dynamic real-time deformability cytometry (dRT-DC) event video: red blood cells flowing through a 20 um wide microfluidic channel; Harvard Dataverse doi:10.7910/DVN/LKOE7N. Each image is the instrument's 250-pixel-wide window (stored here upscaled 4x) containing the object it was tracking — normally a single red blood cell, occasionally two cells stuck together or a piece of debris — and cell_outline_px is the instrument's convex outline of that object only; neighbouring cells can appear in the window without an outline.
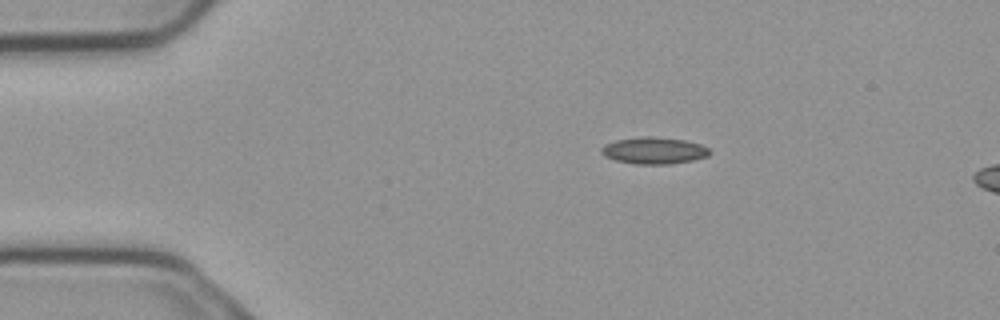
{"species": "common noctule bat (a hibernating species)", "species_latin": "Nyctalus noctula", "temperature_condition": "cold", "stored_images_in_passage": 7, "camera_frame_rate_fps": 3000, "um_per_image_px": 0.085, "animal": {"sex": "male", "body_mass_g": 23.1, "forearm_length_mm": 52.7}, "frame": {"image": 1, "passage_image": 1, "time_ms": 0.0, "image_size_px": [1000, 320], "cell_outline_px": [[712, 152], [708, 156], [692, 160], [668, 164], [636, 164], [616, 160], [604, 156], [600, 152], [600, 148], [604, 144], [616, 140], [644, 136], [656, 136], [684, 140], [700, 144], [708, 148]], "centroid_in_image_um": [55.57, 12.79], "position_along_channel_um": 29.4, "area_um2": 16.94}}
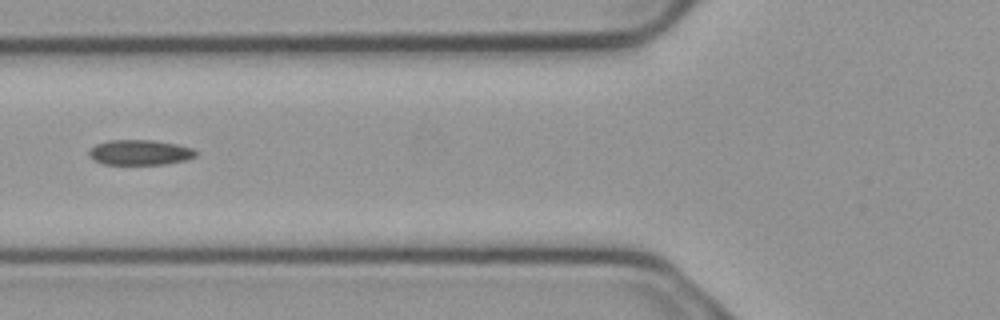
{"frame": {"image": 2, "passage_image": 4, "time_ms": 1.0, "image_size_px": [1000, 320], "cell_outline_px": [[196, 156], [184, 160], [164, 164], [104, 164], [92, 160], [88, 156], [88, 152], [96, 144], [108, 140], [152, 140], [176, 144], [192, 148], [196, 152]], "centroid_in_image_um": [11.84, 12.95], "position_along_channel_um": 114.0, "area_um2": 15.61}}
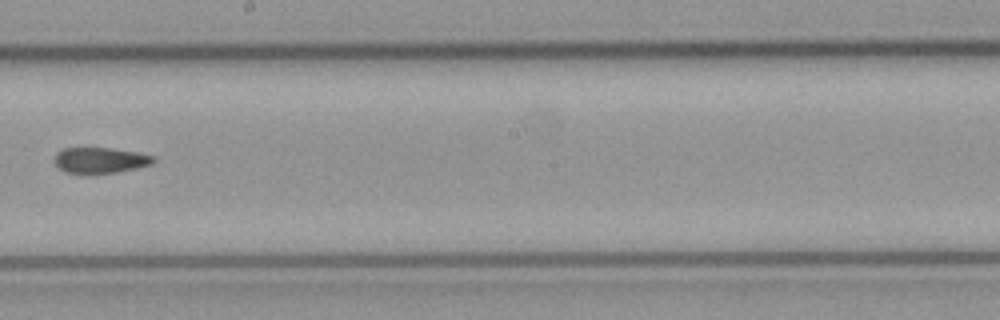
{"frame": {"image": 3, "passage_image": 7, "time_ms": 2.0, "image_size_px": [1000, 320], "cell_outline_px": [[156, 160], [152, 164], [136, 168], [116, 172], [88, 176], [84, 176], [64, 172], [52, 160], [56, 152], [64, 148], [112, 148], [136, 152], [152, 156]], "centroid_in_image_um": [8.44, 13.66], "position_along_channel_um": 239.8, "area_um2": 15.37}}